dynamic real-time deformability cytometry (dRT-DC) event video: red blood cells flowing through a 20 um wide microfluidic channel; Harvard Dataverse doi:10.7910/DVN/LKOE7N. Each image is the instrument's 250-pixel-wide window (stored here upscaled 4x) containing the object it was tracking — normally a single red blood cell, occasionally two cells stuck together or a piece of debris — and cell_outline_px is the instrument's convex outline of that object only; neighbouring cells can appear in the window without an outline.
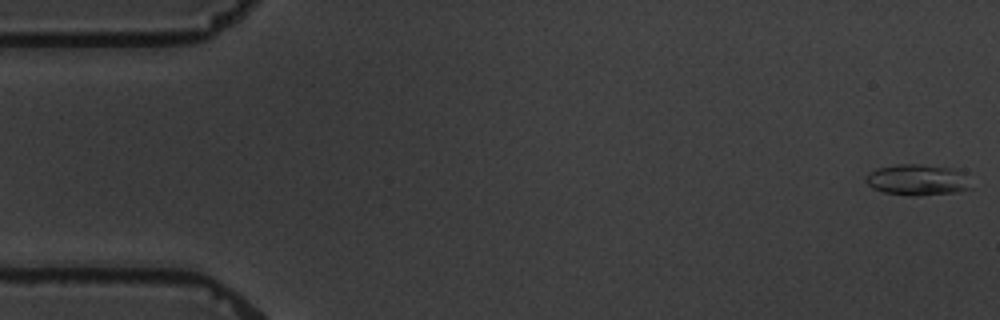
{"species": "common noctule bat (a hibernating species)", "species_latin": "Nyctalus noctula", "temperature_condition": "warm", "stored_images_in_passage": 7, "camera_frame_rate_fps": 3000, "um_per_image_px": 0.085, "animal": {"sex": "male", "body_mass_g": 19.5, "forearm_length_mm": 54.6}, "frame": {"image": 1, "passage_image": 1, "time_ms": 0.0, "image_size_px": [1000, 320], "cell_outline_px": [[972, 188], [956, 192], [884, 192], [872, 188], [864, 180], [876, 168], [896, 164], [920, 164], [952, 168], [964, 172]], "centroid_in_image_um": [78.0, 15.21], "position_along_channel_um": 7.0, "area_um2": 17.92}}
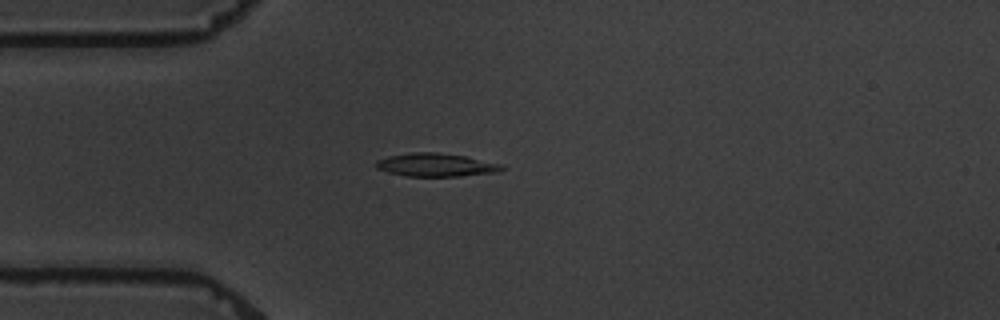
{"frame": {"image": 2, "passage_image": 5, "time_ms": 4.667, "image_size_px": [1000, 320], "cell_outline_px": [[504, 168], [500, 172], [460, 176], [404, 176], [388, 172], [376, 168], [376, 160], [388, 156], [412, 152], [436, 152], [464, 156], [500, 164]], "centroid_in_image_um": [37.02, 14.02], "position_along_channel_um": 48.0, "area_um2": 16.94}}
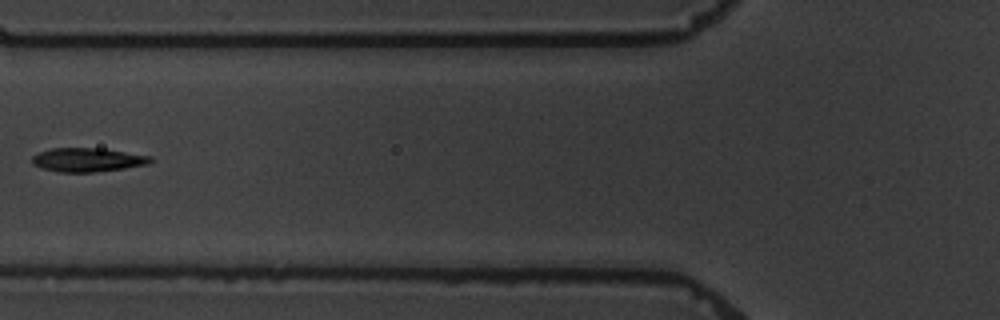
{"frame": {"image": 3, "passage_image": 7, "time_ms": 7.0, "image_size_px": [1000, 320], "cell_outline_px": [[152, 160], [148, 164], [124, 168], [92, 172], [60, 172], [40, 168], [32, 164], [32, 156], [40, 152], [52, 148], [100, 148], [152, 156]], "centroid_in_image_um": [7.42, 13.58], "position_along_channel_um": 118.4, "area_um2": 16.36}}